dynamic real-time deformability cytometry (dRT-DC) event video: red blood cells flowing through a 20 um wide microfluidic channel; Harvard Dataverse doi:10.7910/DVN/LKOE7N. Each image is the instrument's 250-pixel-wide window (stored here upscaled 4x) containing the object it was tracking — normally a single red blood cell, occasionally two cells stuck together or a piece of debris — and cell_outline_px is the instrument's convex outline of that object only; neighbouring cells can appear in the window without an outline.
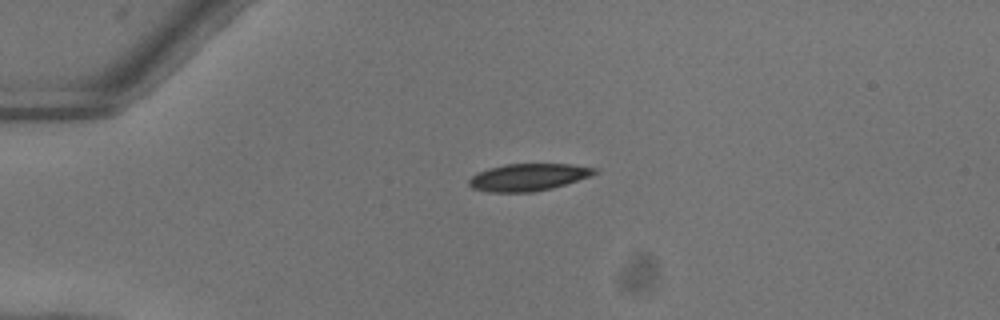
{"species": "common noctule bat (a hibernating species)", "species_latin": "Nyctalus noctula", "temperature_condition": "warm", "stored_images_in_passage": 4, "camera_frame_rate_fps": 3000, "um_per_image_px": 0.085, "animal": {"sex": "female"}, "frame": {"image": 1, "passage_image": 1, "time_ms": 0.0, "image_size_px": [1000, 320], "cell_outline_px": [[600, 168], [596, 172], [588, 176], [552, 188], [532, 192], [488, 192], [472, 188], [468, 184], [468, 180], [476, 172], [488, 168], [504, 164], [572, 164]], "centroid_in_image_um": [44.85, 15.05], "position_along_channel_um": 40.1, "area_um2": 19.88}}